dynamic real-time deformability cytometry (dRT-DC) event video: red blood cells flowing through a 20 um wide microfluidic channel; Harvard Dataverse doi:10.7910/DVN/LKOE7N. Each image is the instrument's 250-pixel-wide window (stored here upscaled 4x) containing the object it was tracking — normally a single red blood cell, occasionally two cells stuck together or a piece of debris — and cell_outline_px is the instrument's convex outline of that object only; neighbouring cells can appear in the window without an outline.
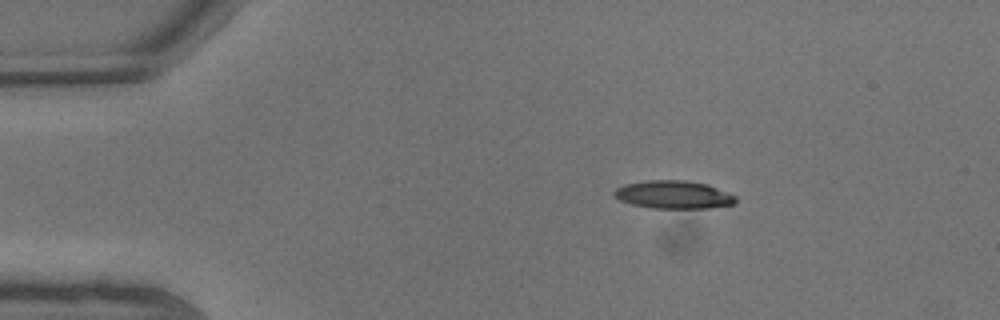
{"species": "common noctule bat (a hibernating species)", "species_latin": "Nyctalus noctula", "temperature_condition": "warm", "stored_images_in_passage": 6, "camera_frame_rate_fps": 3000, "um_per_image_px": 0.085, "animal": {"sex": "male", "body_mass_g": 13.3}, "frame": {"image": 1, "passage_image": 1, "time_ms": 0.0, "image_size_px": [1000, 320], "cell_outline_px": [[736, 204], [708, 208], [652, 208], [632, 204], [620, 200], [612, 192], [616, 188], [624, 184], [648, 180], [684, 180], [708, 184], [736, 196]], "centroid_in_image_um": [57.26, 16.54], "position_along_channel_um": 27.7, "area_um2": 19.83}}
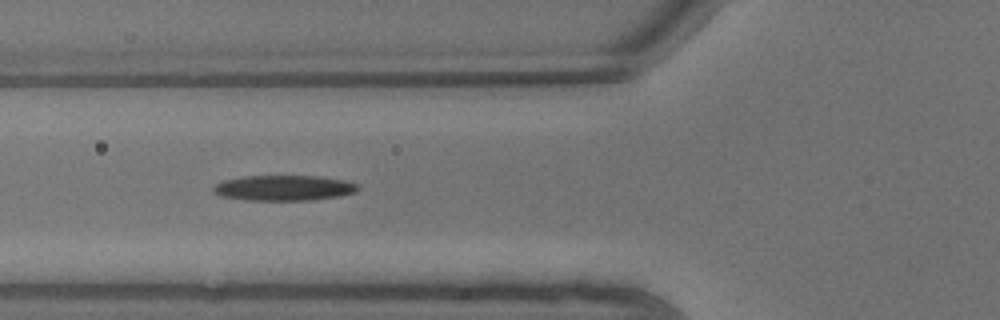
{"frame": {"image": 2, "passage_image": 5, "time_ms": 1.333, "image_size_px": [1000, 320], "cell_outline_px": [[360, 188], [356, 192], [340, 196], [312, 200], [244, 200], [220, 196], [212, 192], [212, 188], [216, 184], [224, 180], [244, 176], [320, 176], [344, 180], [356, 184]], "centroid_in_image_um": [24.11, 15.98], "position_along_channel_um": 101.7, "area_um2": 21.5}}
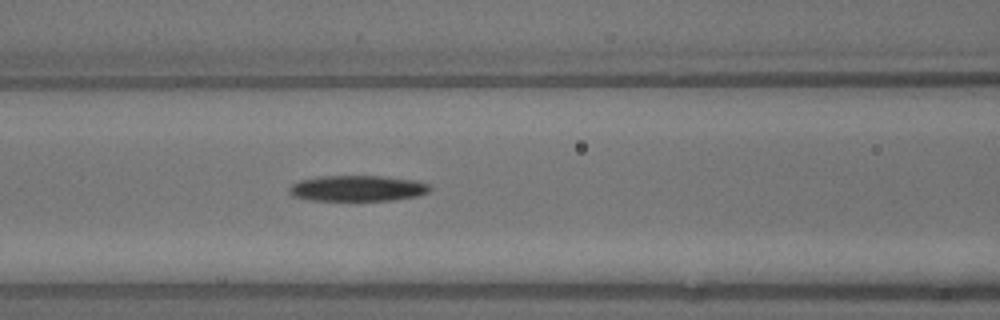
{"frame": {"image": 3, "passage_image": 6, "time_ms": 1.667, "image_size_px": [1000, 320], "cell_outline_px": [[432, 188], [428, 192], [420, 196], [396, 200], [308, 200], [292, 196], [288, 192], [288, 188], [292, 184], [300, 180], [320, 176], [380, 176], [416, 180], [428, 184]], "centroid_in_image_um": [30.39, 16.01], "position_along_channel_um": 136.2, "area_um2": 21.33}}